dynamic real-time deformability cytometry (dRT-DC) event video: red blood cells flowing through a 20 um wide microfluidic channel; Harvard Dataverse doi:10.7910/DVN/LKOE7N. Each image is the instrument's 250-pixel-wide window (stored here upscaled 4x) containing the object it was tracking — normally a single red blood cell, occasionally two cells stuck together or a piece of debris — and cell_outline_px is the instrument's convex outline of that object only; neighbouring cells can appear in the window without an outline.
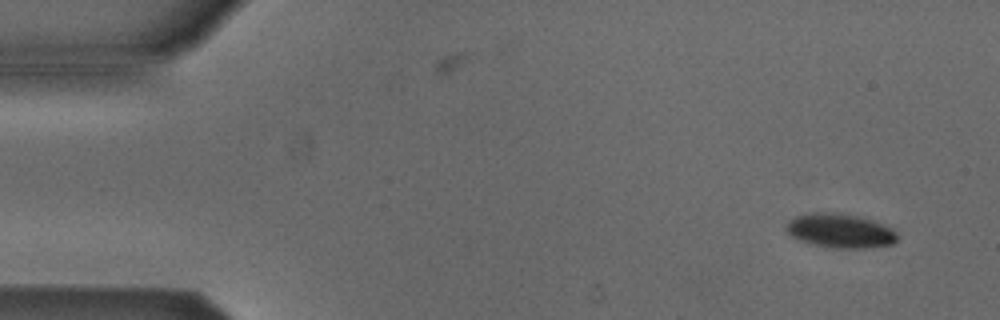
{"species": "Egyptian fruit bat (a non-hibernating species)", "species_latin": "Rousettus aegyptiacus", "temperature_condition": "cold", "stored_images_in_passage": 4, "camera_frame_rate_fps": 3000, "um_per_image_px": 0.085, "animal": {"sex": "male"}, "frame": {"image": 1, "passage_image": 1, "time_ms": 0.0, "image_size_px": [1000, 320], "cell_outline_px": [[896, 240], [892, 244], [864, 248], [832, 248], [812, 244], [800, 240], [792, 236], [784, 228], [788, 220], [796, 216], [812, 212], [832, 212], [856, 216], [892, 228], [896, 232]], "centroid_in_image_um": [71.35, 19.62], "position_along_channel_um": 13.6, "area_um2": 21.85}}